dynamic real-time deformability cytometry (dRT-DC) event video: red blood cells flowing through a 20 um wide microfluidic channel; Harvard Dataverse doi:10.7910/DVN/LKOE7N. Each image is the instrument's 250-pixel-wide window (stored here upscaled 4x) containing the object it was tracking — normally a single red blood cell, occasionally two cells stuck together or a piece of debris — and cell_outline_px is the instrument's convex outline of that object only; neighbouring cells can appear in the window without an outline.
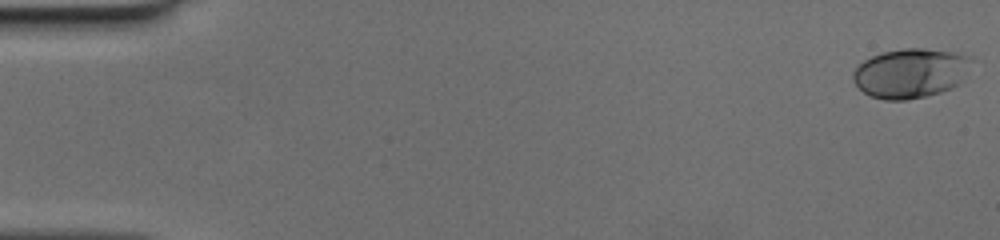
{"species": "human", "species_latin": "Homo sapiens", "temperature_condition": "cold", "stored_images_in_passage": 50, "camera_frame_rate_fps": 3000, "um_per_image_px": 0.085, "donor": {"sex": "female"}, "frame": {"image": 1, "passage_image": 1, "time_ms": 0.0, "image_size_px": [1000, 240], "cell_outline_px": [[972, 56], [960, 80], [956, 84], [940, 92], [908, 100], [884, 100], [872, 96], [864, 92], [856, 84], [852, 76], [856, 68], [864, 60], [872, 56], [884, 52], [904, 48], [924, 48], [956, 52]], "centroid_in_image_um": [77.36, 6.2], "position_along_channel_um": 7.6, "area_um2": 33.52}}
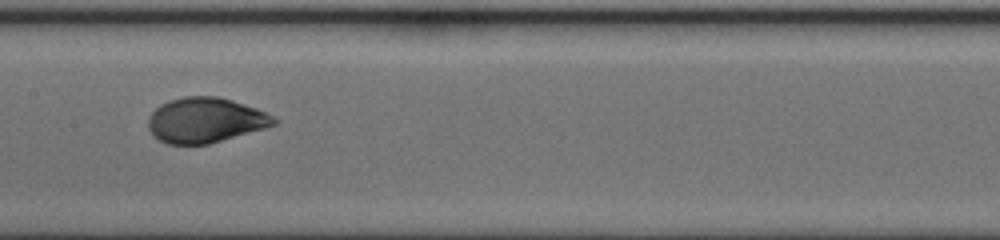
{"frame": {"image": 2, "passage_image": 26, "time_ms": 8.333, "image_size_px": [1000, 240], "cell_outline_px": [[280, 120], [276, 124], [264, 128], [208, 144], [168, 144], [160, 140], [148, 128], [148, 116], [160, 104], [168, 100], [184, 96], [216, 96], [232, 100], [256, 108]], "centroid_in_image_um": [17.44, 10.2], "position_along_channel_um": 190.0, "area_um2": 32.83}}
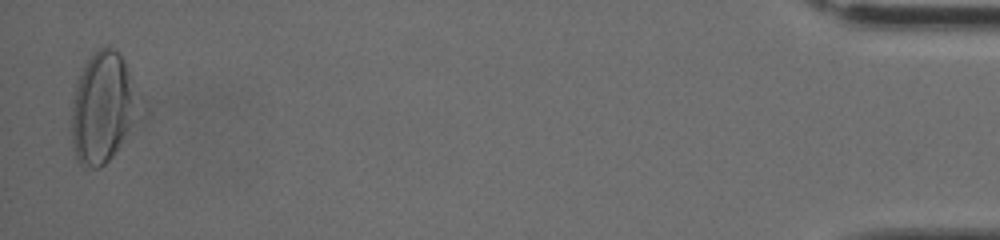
{"frame": {"image": 3, "passage_image": 49, "time_ms": 16.0, "image_size_px": [1000, 240], "cell_outline_px": [[132, 124], [120, 144], [112, 156], [100, 168], [92, 168], [80, 164], [76, 156], [72, 140], [72, 100], [76, 80], [88, 60], [104, 44], [108, 44], [124, 60], [128, 72], [132, 104]], "centroid_in_image_um": [8.59, 9.17], "position_along_channel_um": 426.6, "area_um2": 40.92}}